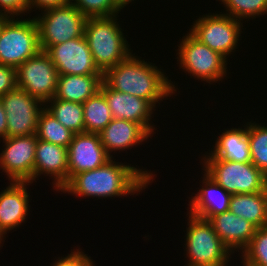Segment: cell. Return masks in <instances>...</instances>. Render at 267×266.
Listing matches in <instances>:
<instances>
[{"instance_id":"obj_1","label":"cell","mask_w":267,"mask_h":266,"mask_svg":"<svg viewBox=\"0 0 267 266\" xmlns=\"http://www.w3.org/2000/svg\"><path fill=\"white\" fill-rule=\"evenodd\" d=\"M129 162L111 158L99 168L74 175L58 193L102 201L142 195L156 180L157 171Z\"/></svg>"},{"instance_id":"obj_2","label":"cell","mask_w":267,"mask_h":266,"mask_svg":"<svg viewBox=\"0 0 267 266\" xmlns=\"http://www.w3.org/2000/svg\"><path fill=\"white\" fill-rule=\"evenodd\" d=\"M143 54L142 58L136 52L131 53L125 60L110 68L103 75V81L116 91L148 100L158 110L164 106L163 103L168 102L166 100L182 95L180 86L178 88L179 83L172 80L171 74H166L168 68L164 70L163 66L157 65L151 59H145L146 53Z\"/></svg>"},{"instance_id":"obj_3","label":"cell","mask_w":267,"mask_h":266,"mask_svg":"<svg viewBox=\"0 0 267 266\" xmlns=\"http://www.w3.org/2000/svg\"><path fill=\"white\" fill-rule=\"evenodd\" d=\"M120 16L87 18L85 23L84 36L94 63L103 75L134 52Z\"/></svg>"},{"instance_id":"obj_4","label":"cell","mask_w":267,"mask_h":266,"mask_svg":"<svg viewBox=\"0 0 267 266\" xmlns=\"http://www.w3.org/2000/svg\"><path fill=\"white\" fill-rule=\"evenodd\" d=\"M187 226L183 246V266H232L236 256L221 241L212 224L206 220L186 213ZM235 257V258H234ZM232 259V260H231ZM233 261V264H231Z\"/></svg>"},{"instance_id":"obj_5","label":"cell","mask_w":267,"mask_h":266,"mask_svg":"<svg viewBox=\"0 0 267 266\" xmlns=\"http://www.w3.org/2000/svg\"><path fill=\"white\" fill-rule=\"evenodd\" d=\"M179 37L177 49L174 53L178 69H182L187 77H193L195 82H202L204 85H220L225 79L230 78L231 72L228 64L229 61L218 52L210 49L205 44L196 39L190 32L186 31ZM181 38V39H180ZM229 70H228V69ZM221 81V82H220ZM207 83V84H206Z\"/></svg>"},{"instance_id":"obj_6","label":"cell","mask_w":267,"mask_h":266,"mask_svg":"<svg viewBox=\"0 0 267 266\" xmlns=\"http://www.w3.org/2000/svg\"><path fill=\"white\" fill-rule=\"evenodd\" d=\"M207 11L210 12L205 14L203 12L196 16L195 21L190 23L192 25L188 27V31L201 43L218 52L230 62L237 51H240L237 49L241 46L240 42L244 37L246 25L218 10Z\"/></svg>"},{"instance_id":"obj_7","label":"cell","mask_w":267,"mask_h":266,"mask_svg":"<svg viewBox=\"0 0 267 266\" xmlns=\"http://www.w3.org/2000/svg\"><path fill=\"white\" fill-rule=\"evenodd\" d=\"M198 165L229 194L258 193L267 190V176L252 162L199 159Z\"/></svg>"},{"instance_id":"obj_8","label":"cell","mask_w":267,"mask_h":266,"mask_svg":"<svg viewBox=\"0 0 267 266\" xmlns=\"http://www.w3.org/2000/svg\"><path fill=\"white\" fill-rule=\"evenodd\" d=\"M33 17L38 26L41 51L84 35L87 18L72 3L46 9Z\"/></svg>"},{"instance_id":"obj_9","label":"cell","mask_w":267,"mask_h":266,"mask_svg":"<svg viewBox=\"0 0 267 266\" xmlns=\"http://www.w3.org/2000/svg\"><path fill=\"white\" fill-rule=\"evenodd\" d=\"M41 51L35 18L13 17L0 35V64L17 69Z\"/></svg>"},{"instance_id":"obj_10","label":"cell","mask_w":267,"mask_h":266,"mask_svg":"<svg viewBox=\"0 0 267 266\" xmlns=\"http://www.w3.org/2000/svg\"><path fill=\"white\" fill-rule=\"evenodd\" d=\"M37 135L6 137L0 140V173L8 181L34 184V159Z\"/></svg>"},{"instance_id":"obj_11","label":"cell","mask_w":267,"mask_h":266,"mask_svg":"<svg viewBox=\"0 0 267 266\" xmlns=\"http://www.w3.org/2000/svg\"><path fill=\"white\" fill-rule=\"evenodd\" d=\"M58 77L55 65L44 51L29 58L16 69L17 87L44 103L54 98Z\"/></svg>"},{"instance_id":"obj_12","label":"cell","mask_w":267,"mask_h":266,"mask_svg":"<svg viewBox=\"0 0 267 266\" xmlns=\"http://www.w3.org/2000/svg\"><path fill=\"white\" fill-rule=\"evenodd\" d=\"M7 119V137L36 134L44 102L16 87L1 98Z\"/></svg>"},{"instance_id":"obj_13","label":"cell","mask_w":267,"mask_h":266,"mask_svg":"<svg viewBox=\"0 0 267 266\" xmlns=\"http://www.w3.org/2000/svg\"><path fill=\"white\" fill-rule=\"evenodd\" d=\"M32 184L8 181L7 186L0 190V250L6 242L7 234L20 229L19 227L26 223L31 215L32 197L28 188L30 185L33 186Z\"/></svg>"},{"instance_id":"obj_14","label":"cell","mask_w":267,"mask_h":266,"mask_svg":"<svg viewBox=\"0 0 267 266\" xmlns=\"http://www.w3.org/2000/svg\"><path fill=\"white\" fill-rule=\"evenodd\" d=\"M100 91L107 100L113 118L141 124L152 136L159 131L157 129L160 127L153 122L158 117L156 111L161 112L160 108L157 110L148 100L116 91L104 81L101 84Z\"/></svg>"},{"instance_id":"obj_15","label":"cell","mask_w":267,"mask_h":266,"mask_svg":"<svg viewBox=\"0 0 267 266\" xmlns=\"http://www.w3.org/2000/svg\"><path fill=\"white\" fill-rule=\"evenodd\" d=\"M50 56L59 75L102 74L96 67L85 36L51 46Z\"/></svg>"},{"instance_id":"obj_16","label":"cell","mask_w":267,"mask_h":266,"mask_svg":"<svg viewBox=\"0 0 267 266\" xmlns=\"http://www.w3.org/2000/svg\"><path fill=\"white\" fill-rule=\"evenodd\" d=\"M42 175L46 180L51 179L52 190L58 193L68 182V148L37 139L34 159L35 186L38 180L43 178Z\"/></svg>"},{"instance_id":"obj_17","label":"cell","mask_w":267,"mask_h":266,"mask_svg":"<svg viewBox=\"0 0 267 266\" xmlns=\"http://www.w3.org/2000/svg\"><path fill=\"white\" fill-rule=\"evenodd\" d=\"M110 159L101 144L99 134H74L68 147V181L78 173L99 168Z\"/></svg>"},{"instance_id":"obj_18","label":"cell","mask_w":267,"mask_h":266,"mask_svg":"<svg viewBox=\"0 0 267 266\" xmlns=\"http://www.w3.org/2000/svg\"><path fill=\"white\" fill-rule=\"evenodd\" d=\"M99 137L101 144L111 158L118 157L123 151L127 156L128 151H132V148L134 150L140 145L144 147L146 142L149 143L150 140H153V136L141 124L116 118H113L99 133Z\"/></svg>"},{"instance_id":"obj_19","label":"cell","mask_w":267,"mask_h":266,"mask_svg":"<svg viewBox=\"0 0 267 266\" xmlns=\"http://www.w3.org/2000/svg\"><path fill=\"white\" fill-rule=\"evenodd\" d=\"M202 177L195 192L188 198L187 212L193 216L209 220L212 216L229 210L231 194L217 184L202 169Z\"/></svg>"},{"instance_id":"obj_20","label":"cell","mask_w":267,"mask_h":266,"mask_svg":"<svg viewBox=\"0 0 267 266\" xmlns=\"http://www.w3.org/2000/svg\"><path fill=\"white\" fill-rule=\"evenodd\" d=\"M239 126L227 127L214 136L210 144L212 148L199 154L200 159H224L233 162H251L249 140L247 133V121L243 118ZM222 132V133H221ZM221 133V134H220ZM217 137V138H216ZM215 141V142H214ZM201 155V156H200Z\"/></svg>"},{"instance_id":"obj_21","label":"cell","mask_w":267,"mask_h":266,"mask_svg":"<svg viewBox=\"0 0 267 266\" xmlns=\"http://www.w3.org/2000/svg\"><path fill=\"white\" fill-rule=\"evenodd\" d=\"M208 221L221 241L234 255L236 253V257L250 244L257 229L249 221L229 210L212 216Z\"/></svg>"},{"instance_id":"obj_22","label":"cell","mask_w":267,"mask_h":266,"mask_svg":"<svg viewBox=\"0 0 267 266\" xmlns=\"http://www.w3.org/2000/svg\"><path fill=\"white\" fill-rule=\"evenodd\" d=\"M103 82V74L59 75L56 99L84 103L95 95Z\"/></svg>"},{"instance_id":"obj_23","label":"cell","mask_w":267,"mask_h":266,"mask_svg":"<svg viewBox=\"0 0 267 266\" xmlns=\"http://www.w3.org/2000/svg\"><path fill=\"white\" fill-rule=\"evenodd\" d=\"M229 211L249 221L256 228L267 226V190L231 196Z\"/></svg>"},{"instance_id":"obj_24","label":"cell","mask_w":267,"mask_h":266,"mask_svg":"<svg viewBox=\"0 0 267 266\" xmlns=\"http://www.w3.org/2000/svg\"><path fill=\"white\" fill-rule=\"evenodd\" d=\"M44 108L74 134L85 132L82 103L54 97L44 103Z\"/></svg>"},{"instance_id":"obj_25","label":"cell","mask_w":267,"mask_h":266,"mask_svg":"<svg viewBox=\"0 0 267 266\" xmlns=\"http://www.w3.org/2000/svg\"><path fill=\"white\" fill-rule=\"evenodd\" d=\"M85 132L99 134L113 119L104 94L99 90L83 103Z\"/></svg>"},{"instance_id":"obj_26","label":"cell","mask_w":267,"mask_h":266,"mask_svg":"<svg viewBox=\"0 0 267 266\" xmlns=\"http://www.w3.org/2000/svg\"><path fill=\"white\" fill-rule=\"evenodd\" d=\"M36 135L42 141L68 148L74 133L44 108L39 115Z\"/></svg>"},{"instance_id":"obj_27","label":"cell","mask_w":267,"mask_h":266,"mask_svg":"<svg viewBox=\"0 0 267 266\" xmlns=\"http://www.w3.org/2000/svg\"><path fill=\"white\" fill-rule=\"evenodd\" d=\"M246 120L251 162L267 176V123Z\"/></svg>"},{"instance_id":"obj_28","label":"cell","mask_w":267,"mask_h":266,"mask_svg":"<svg viewBox=\"0 0 267 266\" xmlns=\"http://www.w3.org/2000/svg\"><path fill=\"white\" fill-rule=\"evenodd\" d=\"M220 2L224 8L220 12L245 24L250 20L254 21L259 17L261 20L267 16V0H221Z\"/></svg>"},{"instance_id":"obj_29","label":"cell","mask_w":267,"mask_h":266,"mask_svg":"<svg viewBox=\"0 0 267 266\" xmlns=\"http://www.w3.org/2000/svg\"><path fill=\"white\" fill-rule=\"evenodd\" d=\"M237 259L246 266H267V226L257 228L250 244Z\"/></svg>"},{"instance_id":"obj_30","label":"cell","mask_w":267,"mask_h":266,"mask_svg":"<svg viewBox=\"0 0 267 266\" xmlns=\"http://www.w3.org/2000/svg\"><path fill=\"white\" fill-rule=\"evenodd\" d=\"M86 18L111 17L121 11L115 6L113 0H70Z\"/></svg>"},{"instance_id":"obj_31","label":"cell","mask_w":267,"mask_h":266,"mask_svg":"<svg viewBox=\"0 0 267 266\" xmlns=\"http://www.w3.org/2000/svg\"><path fill=\"white\" fill-rule=\"evenodd\" d=\"M78 246H74L70 250V254L55 257L56 260L54 259L48 266H97L91 255H88L86 251Z\"/></svg>"},{"instance_id":"obj_32","label":"cell","mask_w":267,"mask_h":266,"mask_svg":"<svg viewBox=\"0 0 267 266\" xmlns=\"http://www.w3.org/2000/svg\"><path fill=\"white\" fill-rule=\"evenodd\" d=\"M0 14L11 17H28V0H0Z\"/></svg>"},{"instance_id":"obj_33","label":"cell","mask_w":267,"mask_h":266,"mask_svg":"<svg viewBox=\"0 0 267 266\" xmlns=\"http://www.w3.org/2000/svg\"><path fill=\"white\" fill-rule=\"evenodd\" d=\"M16 87V69L0 64V98Z\"/></svg>"},{"instance_id":"obj_34","label":"cell","mask_w":267,"mask_h":266,"mask_svg":"<svg viewBox=\"0 0 267 266\" xmlns=\"http://www.w3.org/2000/svg\"><path fill=\"white\" fill-rule=\"evenodd\" d=\"M69 3L70 0H28L29 16H31L30 13L33 11L35 14H38L46 9L64 6Z\"/></svg>"},{"instance_id":"obj_35","label":"cell","mask_w":267,"mask_h":266,"mask_svg":"<svg viewBox=\"0 0 267 266\" xmlns=\"http://www.w3.org/2000/svg\"><path fill=\"white\" fill-rule=\"evenodd\" d=\"M7 137V119L6 112L0 99V140Z\"/></svg>"},{"instance_id":"obj_36","label":"cell","mask_w":267,"mask_h":266,"mask_svg":"<svg viewBox=\"0 0 267 266\" xmlns=\"http://www.w3.org/2000/svg\"><path fill=\"white\" fill-rule=\"evenodd\" d=\"M115 3V6L122 12H124L123 10L128 8L133 5L134 3H136V1L139 0H113ZM135 1V2H134ZM130 4V5H129ZM129 5V6H128ZM128 6V7H127ZM126 7V8H125Z\"/></svg>"},{"instance_id":"obj_37","label":"cell","mask_w":267,"mask_h":266,"mask_svg":"<svg viewBox=\"0 0 267 266\" xmlns=\"http://www.w3.org/2000/svg\"><path fill=\"white\" fill-rule=\"evenodd\" d=\"M13 17L5 14H0V35L3 32L5 25L12 19Z\"/></svg>"},{"instance_id":"obj_38","label":"cell","mask_w":267,"mask_h":266,"mask_svg":"<svg viewBox=\"0 0 267 266\" xmlns=\"http://www.w3.org/2000/svg\"><path fill=\"white\" fill-rule=\"evenodd\" d=\"M240 264H241V265H240ZM238 266H246V265H244L243 263L240 262Z\"/></svg>"}]
</instances>
